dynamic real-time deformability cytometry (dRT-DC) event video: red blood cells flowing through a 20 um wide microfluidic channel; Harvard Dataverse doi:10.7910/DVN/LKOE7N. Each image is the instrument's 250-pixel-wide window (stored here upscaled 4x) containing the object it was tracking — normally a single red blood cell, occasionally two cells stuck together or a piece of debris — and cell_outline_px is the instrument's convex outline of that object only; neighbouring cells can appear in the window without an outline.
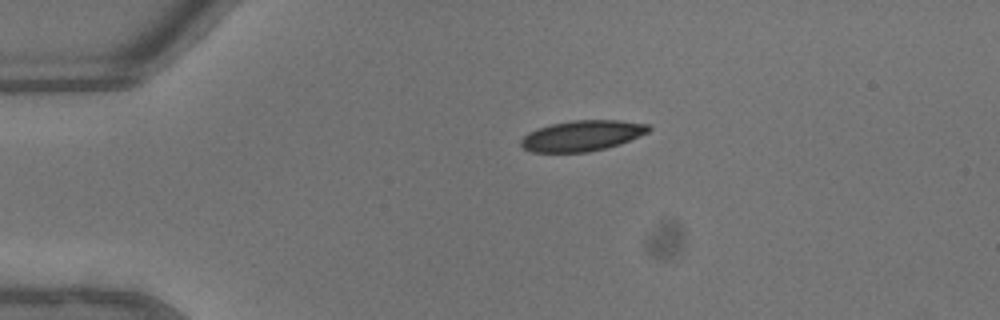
{"species": "common noctule bat (a hibernating species)", "species_latin": "Nyctalus noctula", "temperature_condition": "warm", "stored_images_in_passage": 30, "camera_frame_rate_fps": 3000, "um_per_image_px": 0.085, "animal": {"sex": "male", "body_mass_g": 13.3}, "frame": {"image": 1, "passage_image": 1, "time_ms": 0.0, "image_size_px": [1000, 320], "cell_outline_px": [[652, 128], [648, 132], [620, 144], [588, 152], [532, 152], [524, 148], [520, 144], [520, 140], [528, 132], [536, 128], [552, 124], [572, 120], [620, 120], [648, 124]], "centroid_in_image_um": [49.47, 11.53], "position_along_channel_um": 35.5, "area_um2": 22.77}}
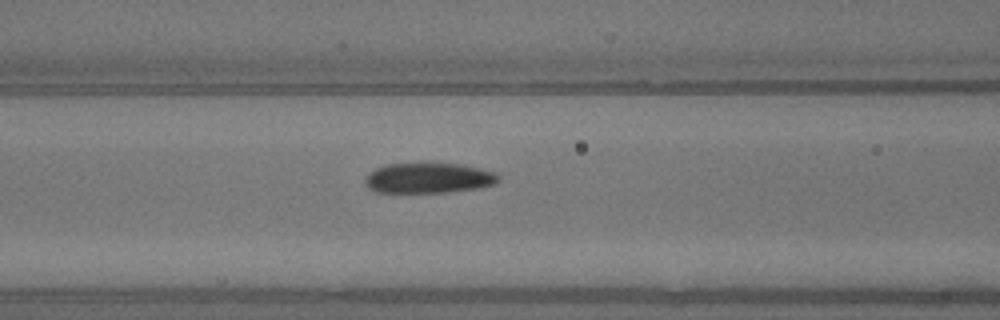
{"frame": {"image": 2, "passage_image": 10, "time_ms": 3.0, "image_size_px": [1000, 320], "cell_outline_px": [[500, 180], [496, 184], [476, 188], [448, 192], [376, 192], [368, 188], [364, 184], [364, 176], [368, 172], [376, 168], [388, 164], [460, 164], [496, 172], [500, 176]], "centroid_in_image_um": [36.41, 15.14], "position_along_channel_um": 130.2, "area_um2": 23.52}}
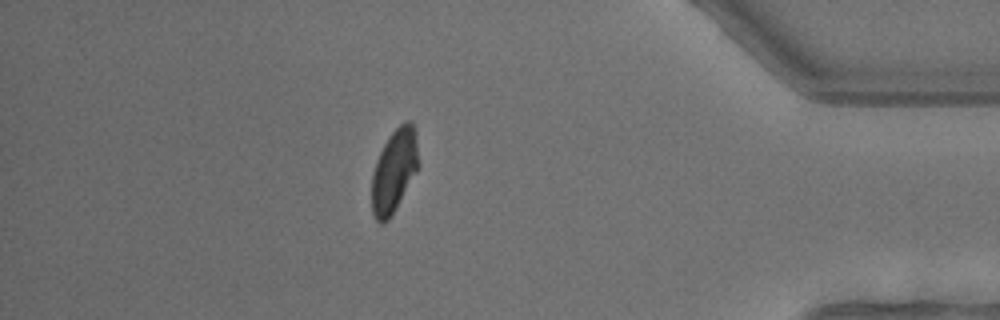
{"frame": {"image": 3, "passage_image": 30, "time_ms": 9.667, "image_size_px": [1000, 320], "cell_outline_px": [[420, 164], [416, 172], [392, 216], [384, 224], [380, 224], [372, 216], [372, 172], [376, 160], [388, 136], [404, 120], [408, 120], [416, 128]], "centroid_in_image_um": [33.52, 14.51], "position_along_channel_um": 401.7, "area_um2": 23.12}, "authors_computed_cell_mechanics": {"area_um2": 23.987, "velocity_mm_per_s": 4.6717, "shape_relaxation_time_tau1_ms": 4.2666, "shape_relaxation_time_tau2_ms": 4.0954, "deformation_change_tau1": 0.1453, "deformation_change_tau2": 0.0935}}